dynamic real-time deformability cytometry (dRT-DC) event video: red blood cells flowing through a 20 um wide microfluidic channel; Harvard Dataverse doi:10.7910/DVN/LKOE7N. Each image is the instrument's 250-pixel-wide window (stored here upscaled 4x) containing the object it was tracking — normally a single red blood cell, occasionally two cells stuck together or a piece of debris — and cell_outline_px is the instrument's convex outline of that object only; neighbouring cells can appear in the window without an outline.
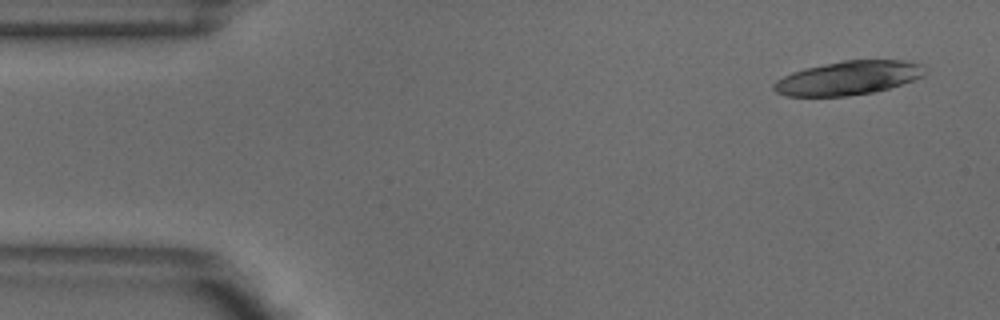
{"species": "common noctule bat (a hibernating species)", "species_latin": "Nyctalus noctula", "temperature_condition": "warm", "stored_images_in_passage": 14, "camera_frame_rate_fps": 3000, "um_per_image_px": 0.085, "animal": {"sex": "male", "body_mass_g": 18.8}, "frame": {"image": 1, "passage_image": 1, "time_ms": 0.0, "image_size_px": [1000, 320], "cell_outline_px": [[924, 76], [888, 88], [872, 92], [848, 96], [788, 96], [776, 92], [772, 88], [772, 84], [776, 80], [792, 72], [804, 68], [844, 60], [904, 60], [920, 64]], "centroid_in_image_um": [72.04, 6.63], "position_along_channel_um": 13.0, "area_um2": 29.48}}